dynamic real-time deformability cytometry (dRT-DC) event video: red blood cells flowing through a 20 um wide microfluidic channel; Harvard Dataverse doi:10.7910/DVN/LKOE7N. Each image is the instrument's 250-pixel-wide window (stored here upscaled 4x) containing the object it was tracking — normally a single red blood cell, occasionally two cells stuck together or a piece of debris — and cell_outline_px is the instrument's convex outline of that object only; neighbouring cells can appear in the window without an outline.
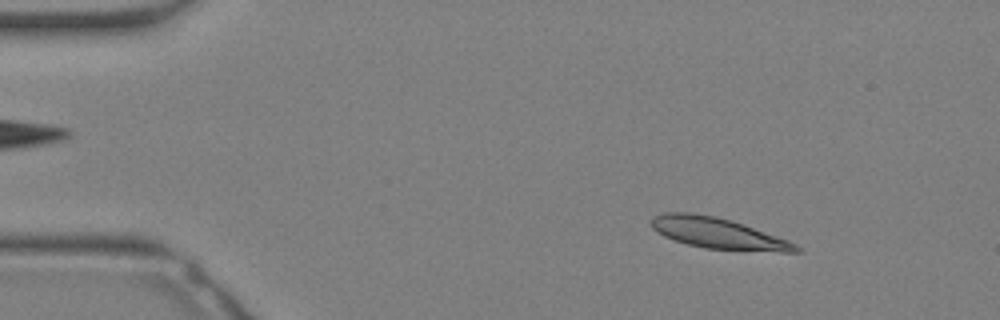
{"species": "Egyptian fruit bat (a non-hibernating species)", "species_latin": "Rousettus aegyptiacus", "temperature_condition": "warm", "stored_images_in_passage": 31, "camera_frame_rate_fps": 3000, "um_per_image_px": 0.085, "animal": {"sex": "female"}, "frame": {"image": 1, "passage_image": 4, "time_ms": 1.0, "image_size_px": [1000, 320], "cell_outline_px": [[804, 248], [800, 252], [780, 252], [704, 248], [688, 244], [664, 236], [656, 232], [652, 228], [652, 216], [664, 212], [692, 212], [716, 216], [732, 220], [744, 224], [788, 240]], "centroid_in_image_um": [61.05, 19.82], "position_along_channel_um": 23.9, "area_um2": 26.18}}
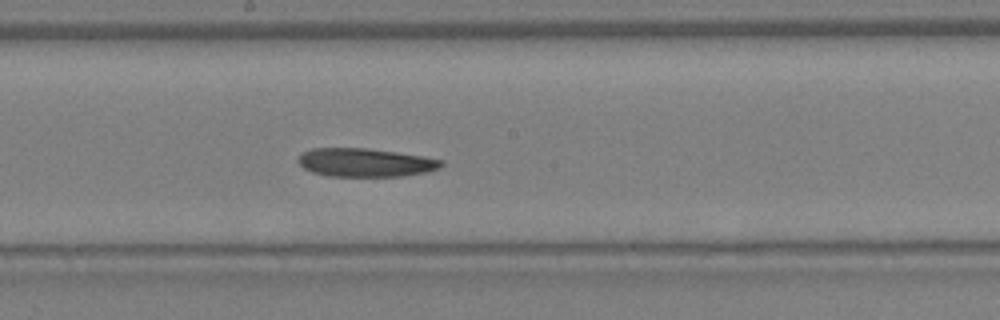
{"frame": {"image": 2, "passage_image": 17, "time_ms": 5.333, "image_size_px": [1000, 320], "cell_outline_px": [[444, 164], [440, 168], [428, 172], [400, 176], [328, 176], [312, 172], [304, 168], [296, 160], [304, 152], [312, 148], [368, 148], [424, 156], [444, 160]], "centroid_in_image_um": [31.09, 13.81], "position_along_channel_um": 217.1, "area_um2": 23.81}}
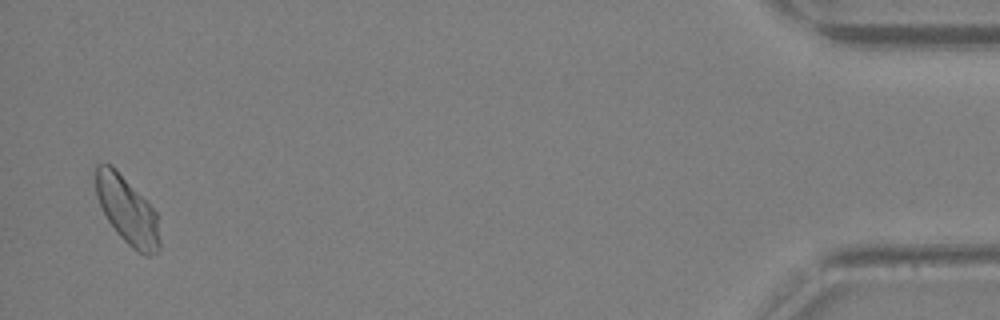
{"frame": {"image": 3, "passage_image": 31, "time_ms": 10.0, "image_size_px": [1000, 320], "cell_outline_px": [[160, 248], [156, 252], [148, 256], [144, 256], [132, 248], [116, 232], [108, 220], [96, 196], [96, 164], [112, 164], [116, 168], [156, 212], [160, 240]], "centroid_in_image_um": [10.82, 17.9], "position_along_channel_um": 424.4, "area_um2": 24.8}}